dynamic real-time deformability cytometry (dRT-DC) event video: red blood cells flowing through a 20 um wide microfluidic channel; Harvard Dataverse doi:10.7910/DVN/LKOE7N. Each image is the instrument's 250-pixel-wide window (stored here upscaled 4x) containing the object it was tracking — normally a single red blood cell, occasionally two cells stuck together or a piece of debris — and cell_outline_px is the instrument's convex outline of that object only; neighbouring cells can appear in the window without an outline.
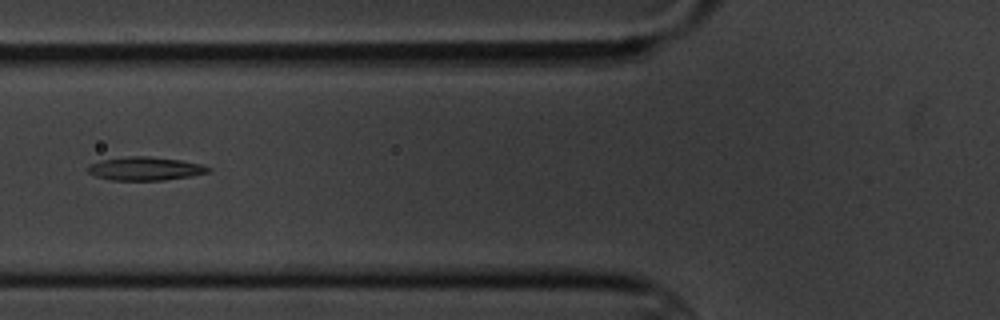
{"species": "common noctule bat (a hibernating species)", "species_latin": "Nyctalus noctula", "temperature_condition": "cold", "stored_images_in_passage": 10, "camera_frame_rate_fps": 3000, "um_per_image_px": 0.085, "animal": {"sex": "male", "body_mass_g": 20.1, "forearm_length_mm": 53.5}, "frame": {"image": 1, "passage_image": 6, "time_ms": 6.667, "image_size_px": [1000, 320], "cell_outline_px": [[212, 168], [208, 172], [192, 176], [164, 180], [112, 180], [96, 176], [88, 172], [88, 164], [100, 160], [128, 156], [148, 156], [180, 160], [200, 164]], "centroid_in_image_um": [12.33, 14.33], "position_along_channel_um": 113.5, "area_um2": 16.42}}
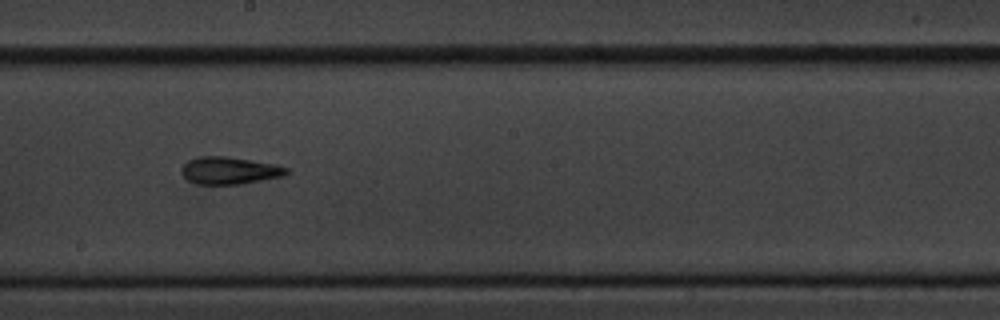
{"frame": {"image": 2, "passage_image": 9, "time_ms": 10.0, "image_size_px": [1000, 320], "cell_outline_px": [[292, 172], [284, 176], [240, 184], [196, 184], [188, 180], [180, 172], [180, 168], [188, 160], [200, 156], [228, 156], [276, 164], [288, 168]], "centroid_in_image_um": [19.53, 14.49], "position_along_channel_um": 228.7, "area_um2": 16.94}}
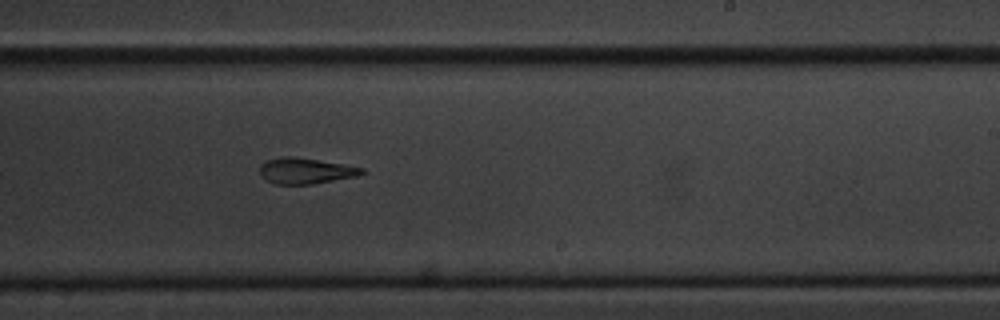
{"frame": {"image": 3, "passage_image": 10, "time_ms": 11.0, "image_size_px": [1000, 320], "cell_outline_px": [[368, 172], [356, 176], [312, 184], [272, 184], [264, 180], [260, 176], [260, 164], [264, 160], [280, 156], [292, 156], [364, 168]], "centroid_in_image_um": [25.89, 14.52], "position_along_channel_um": 263.1, "area_um2": 15.49}}